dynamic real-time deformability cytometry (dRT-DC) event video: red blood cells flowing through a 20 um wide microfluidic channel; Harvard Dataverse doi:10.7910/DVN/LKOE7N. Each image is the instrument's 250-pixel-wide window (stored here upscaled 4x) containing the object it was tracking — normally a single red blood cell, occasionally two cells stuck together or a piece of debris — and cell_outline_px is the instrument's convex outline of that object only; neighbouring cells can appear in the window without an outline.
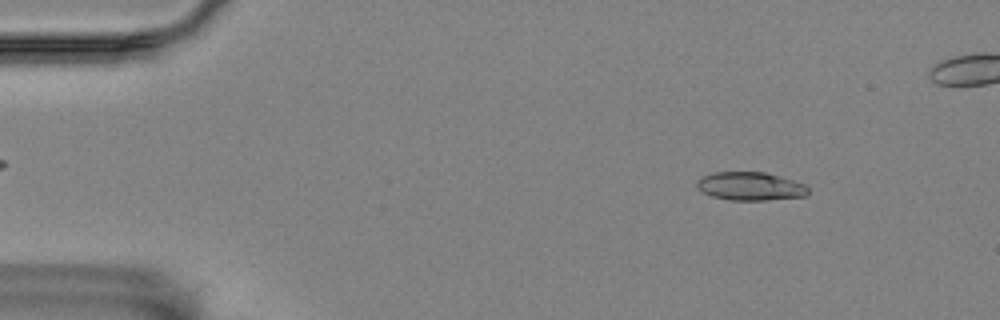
{"species": "Egyptian fruit bat (a non-hibernating species)", "species_latin": "Rousettus aegyptiacus", "temperature_condition": "room temperature", "stored_images_in_passage": 53, "camera_frame_rate_fps": 3000, "um_per_image_px": 0.085, "animal": {"sex": "female"}, "frame": {"image": 1, "passage_image": 7, "time_ms": 2.0, "image_size_px": [1000, 320], "cell_outline_px": [[808, 192], [804, 196], [764, 200], [728, 200], [712, 196], [704, 192], [696, 184], [696, 180], [712, 172], [764, 172], [792, 180], [804, 184], [808, 188]], "centroid_in_image_um": [63.75, 15.83], "position_along_channel_um": 21.2, "area_um2": 18.09}}
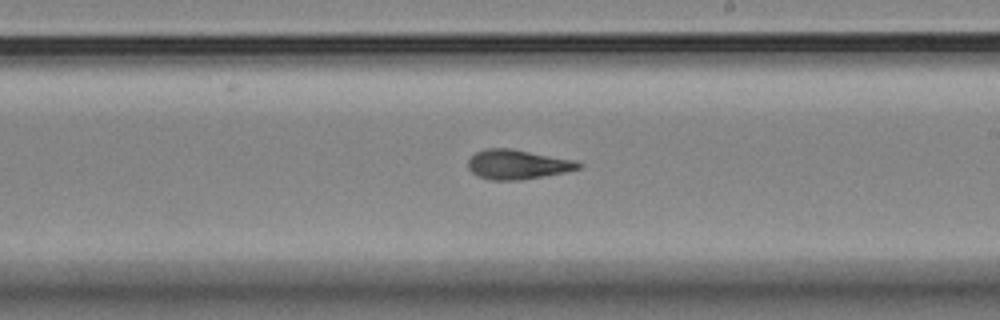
{"frame": {"image": 2, "passage_image": 33, "time_ms": 10.667, "image_size_px": [1000, 320], "cell_outline_px": [[584, 164], [580, 168], [564, 172], [520, 180], [488, 180], [472, 172], [468, 168], [468, 160], [476, 152], [484, 148], [508, 148], [576, 160]], "centroid_in_image_um": [43.99, 13.97], "position_along_channel_um": 245.0, "area_um2": 18.9}}
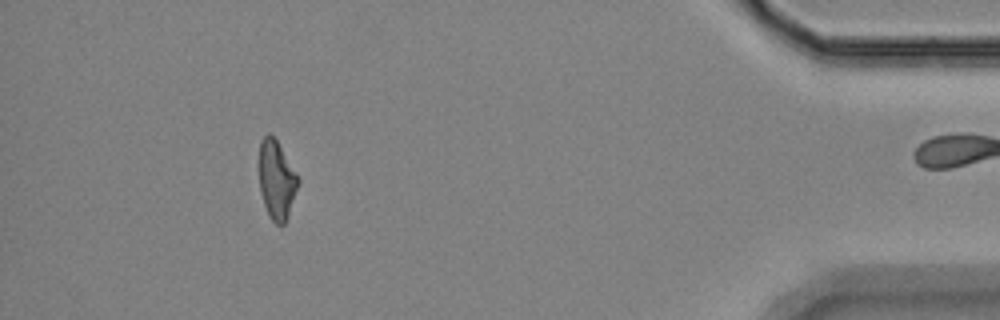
{"frame": {"image": 3, "passage_image": 52, "time_ms": 17.0, "image_size_px": [1000, 320], "cell_outline_px": [[300, 180], [288, 216], [284, 224], [276, 224], [268, 216], [260, 192], [260, 140], [268, 132], [276, 140], [296, 172]], "centroid_in_image_um": [23.51, 15.31], "position_along_channel_um": 411.7, "area_um2": 17.63}}